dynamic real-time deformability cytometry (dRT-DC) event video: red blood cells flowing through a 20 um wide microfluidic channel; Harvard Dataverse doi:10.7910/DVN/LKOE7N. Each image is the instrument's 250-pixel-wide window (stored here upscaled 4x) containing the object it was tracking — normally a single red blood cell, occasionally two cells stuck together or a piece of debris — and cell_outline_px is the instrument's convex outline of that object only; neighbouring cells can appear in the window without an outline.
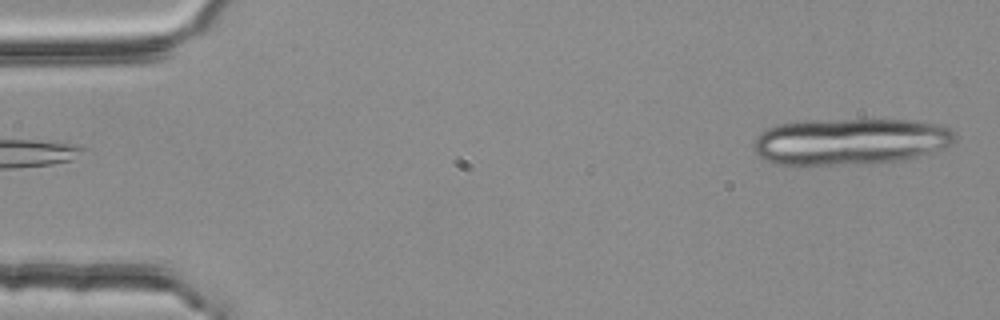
{"species": "common noctule bat (a hibernating species)", "species_latin": "Nyctalus noctula", "temperature_condition": "room temperature", "stored_images_in_passage": 5, "camera_frame_rate_fps": 3000, "um_per_image_px": 0.085, "animal": {"sex": "female", "body_mass_g": 25.1}, "frame": {"image": 1, "passage_image": 5, "time_ms": 1.333, "image_size_px": [1000, 320], "cell_outline_px": [[956, 140], [948, 148], [900, 160], [872, 164], [776, 164], [764, 160], [752, 148], [752, 144], [760, 132], [776, 124], [804, 120], [912, 120], [940, 124], [952, 128], [956, 136]], "centroid_in_image_um": [72.29, 12.02], "position_along_channel_um": 12.7, "area_um2": 55.14}}